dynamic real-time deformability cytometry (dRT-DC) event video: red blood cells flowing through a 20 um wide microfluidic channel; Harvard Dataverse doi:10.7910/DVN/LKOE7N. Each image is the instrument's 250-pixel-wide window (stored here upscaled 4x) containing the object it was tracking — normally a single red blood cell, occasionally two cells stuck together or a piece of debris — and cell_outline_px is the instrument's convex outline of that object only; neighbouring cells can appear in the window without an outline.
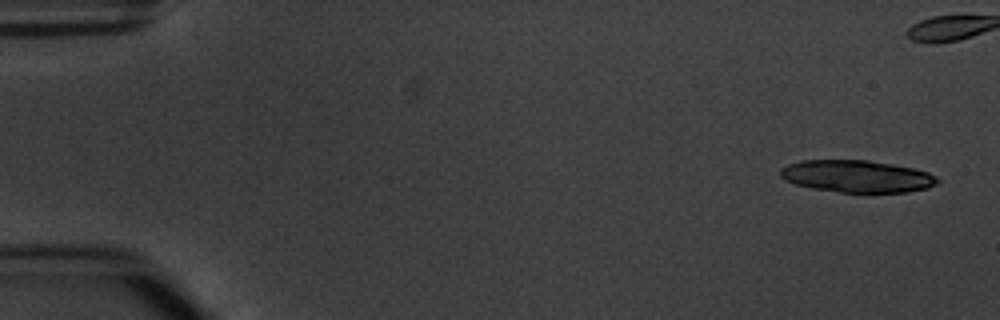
{"species": "common noctule bat (a hibernating species)", "species_latin": "Nyctalus noctula", "temperature_condition": "warm", "stored_images_in_passage": 5, "camera_frame_rate_fps": 3000, "um_per_image_px": 0.085, "animal": {"sex": "male", "body_mass_g": 20.1, "forearm_length_mm": 53.5}, "frame": {"image": 1, "passage_image": 1, "time_ms": 0.0, "image_size_px": [1000, 320], "cell_outline_px": [[940, 180], [936, 184], [928, 188], [908, 192], [840, 192], [812, 188], [796, 184], [784, 180], [780, 176], [780, 172], [788, 164], [800, 160], [868, 160], [892, 164], [912, 168], [928, 172], [936, 176]], "centroid_in_image_um": [72.85, 14.98], "position_along_channel_um": 12.1, "area_um2": 29.36}}